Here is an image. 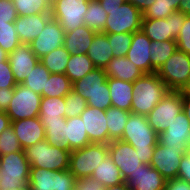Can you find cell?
Here are the masks:
<instances>
[{
	"mask_svg": "<svg viewBox=\"0 0 190 190\" xmlns=\"http://www.w3.org/2000/svg\"><path fill=\"white\" fill-rule=\"evenodd\" d=\"M73 83L65 74H50L42 97H65L72 91Z\"/></svg>",
	"mask_w": 190,
	"mask_h": 190,
	"instance_id": "37",
	"label": "cell"
},
{
	"mask_svg": "<svg viewBox=\"0 0 190 190\" xmlns=\"http://www.w3.org/2000/svg\"><path fill=\"white\" fill-rule=\"evenodd\" d=\"M87 106L95 107L101 110H107L111 107L110 91L107 92H97L92 97L87 99Z\"/></svg>",
	"mask_w": 190,
	"mask_h": 190,
	"instance_id": "49",
	"label": "cell"
},
{
	"mask_svg": "<svg viewBox=\"0 0 190 190\" xmlns=\"http://www.w3.org/2000/svg\"><path fill=\"white\" fill-rule=\"evenodd\" d=\"M170 91H181L190 76V55L177 50L157 71Z\"/></svg>",
	"mask_w": 190,
	"mask_h": 190,
	"instance_id": "8",
	"label": "cell"
},
{
	"mask_svg": "<svg viewBox=\"0 0 190 190\" xmlns=\"http://www.w3.org/2000/svg\"><path fill=\"white\" fill-rule=\"evenodd\" d=\"M75 176L69 170L56 171L54 190H74Z\"/></svg>",
	"mask_w": 190,
	"mask_h": 190,
	"instance_id": "47",
	"label": "cell"
},
{
	"mask_svg": "<svg viewBox=\"0 0 190 190\" xmlns=\"http://www.w3.org/2000/svg\"><path fill=\"white\" fill-rule=\"evenodd\" d=\"M169 91L157 72L143 74L133 82L131 113L147 116Z\"/></svg>",
	"mask_w": 190,
	"mask_h": 190,
	"instance_id": "2",
	"label": "cell"
},
{
	"mask_svg": "<svg viewBox=\"0 0 190 190\" xmlns=\"http://www.w3.org/2000/svg\"><path fill=\"white\" fill-rule=\"evenodd\" d=\"M74 190H106L100 182L92 176L76 178L74 181Z\"/></svg>",
	"mask_w": 190,
	"mask_h": 190,
	"instance_id": "50",
	"label": "cell"
},
{
	"mask_svg": "<svg viewBox=\"0 0 190 190\" xmlns=\"http://www.w3.org/2000/svg\"><path fill=\"white\" fill-rule=\"evenodd\" d=\"M11 127L23 150L34 145L36 142L45 140V128L39 117L12 121Z\"/></svg>",
	"mask_w": 190,
	"mask_h": 190,
	"instance_id": "20",
	"label": "cell"
},
{
	"mask_svg": "<svg viewBox=\"0 0 190 190\" xmlns=\"http://www.w3.org/2000/svg\"><path fill=\"white\" fill-rule=\"evenodd\" d=\"M105 34L134 33L141 30L143 14L129 1L114 10H107Z\"/></svg>",
	"mask_w": 190,
	"mask_h": 190,
	"instance_id": "7",
	"label": "cell"
},
{
	"mask_svg": "<svg viewBox=\"0 0 190 190\" xmlns=\"http://www.w3.org/2000/svg\"><path fill=\"white\" fill-rule=\"evenodd\" d=\"M127 0H98L103 9L107 12V10H114L116 8H120L124 2Z\"/></svg>",
	"mask_w": 190,
	"mask_h": 190,
	"instance_id": "54",
	"label": "cell"
},
{
	"mask_svg": "<svg viewBox=\"0 0 190 190\" xmlns=\"http://www.w3.org/2000/svg\"><path fill=\"white\" fill-rule=\"evenodd\" d=\"M41 98V95L30 88L17 84L6 111L10 121L39 117Z\"/></svg>",
	"mask_w": 190,
	"mask_h": 190,
	"instance_id": "10",
	"label": "cell"
},
{
	"mask_svg": "<svg viewBox=\"0 0 190 190\" xmlns=\"http://www.w3.org/2000/svg\"><path fill=\"white\" fill-rule=\"evenodd\" d=\"M178 50L176 40L151 43V66L158 71L164 63Z\"/></svg>",
	"mask_w": 190,
	"mask_h": 190,
	"instance_id": "33",
	"label": "cell"
},
{
	"mask_svg": "<svg viewBox=\"0 0 190 190\" xmlns=\"http://www.w3.org/2000/svg\"><path fill=\"white\" fill-rule=\"evenodd\" d=\"M8 60L17 84H21L40 61L31 50L30 45L24 43H21L9 54Z\"/></svg>",
	"mask_w": 190,
	"mask_h": 190,
	"instance_id": "17",
	"label": "cell"
},
{
	"mask_svg": "<svg viewBox=\"0 0 190 190\" xmlns=\"http://www.w3.org/2000/svg\"><path fill=\"white\" fill-rule=\"evenodd\" d=\"M96 33L86 25L65 32L63 46L70 55L87 54Z\"/></svg>",
	"mask_w": 190,
	"mask_h": 190,
	"instance_id": "23",
	"label": "cell"
},
{
	"mask_svg": "<svg viewBox=\"0 0 190 190\" xmlns=\"http://www.w3.org/2000/svg\"><path fill=\"white\" fill-rule=\"evenodd\" d=\"M90 144L83 120L80 116L66 118V148L70 151Z\"/></svg>",
	"mask_w": 190,
	"mask_h": 190,
	"instance_id": "27",
	"label": "cell"
},
{
	"mask_svg": "<svg viewBox=\"0 0 190 190\" xmlns=\"http://www.w3.org/2000/svg\"><path fill=\"white\" fill-rule=\"evenodd\" d=\"M113 58L126 56L130 49L133 33L107 34Z\"/></svg>",
	"mask_w": 190,
	"mask_h": 190,
	"instance_id": "41",
	"label": "cell"
},
{
	"mask_svg": "<svg viewBox=\"0 0 190 190\" xmlns=\"http://www.w3.org/2000/svg\"><path fill=\"white\" fill-rule=\"evenodd\" d=\"M181 1H182V0H171V2H172V8H173L175 11L178 10L179 4H180Z\"/></svg>",
	"mask_w": 190,
	"mask_h": 190,
	"instance_id": "62",
	"label": "cell"
},
{
	"mask_svg": "<svg viewBox=\"0 0 190 190\" xmlns=\"http://www.w3.org/2000/svg\"><path fill=\"white\" fill-rule=\"evenodd\" d=\"M30 168L23 149L0 156V190L28 186Z\"/></svg>",
	"mask_w": 190,
	"mask_h": 190,
	"instance_id": "4",
	"label": "cell"
},
{
	"mask_svg": "<svg viewBox=\"0 0 190 190\" xmlns=\"http://www.w3.org/2000/svg\"><path fill=\"white\" fill-rule=\"evenodd\" d=\"M56 184V171L44 168H30L29 190H54Z\"/></svg>",
	"mask_w": 190,
	"mask_h": 190,
	"instance_id": "32",
	"label": "cell"
},
{
	"mask_svg": "<svg viewBox=\"0 0 190 190\" xmlns=\"http://www.w3.org/2000/svg\"><path fill=\"white\" fill-rule=\"evenodd\" d=\"M92 177L104 187H110L125 182L121 171L114 164L109 155L95 168Z\"/></svg>",
	"mask_w": 190,
	"mask_h": 190,
	"instance_id": "28",
	"label": "cell"
},
{
	"mask_svg": "<svg viewBox=\"0 0 190 190\" xmlns=\"http://www.w3.org/2000/svg\"><path fill=\"white\" fill-rule=\"evenodd\" d=\"M51 18V14L18 16L14 24L20 42L24 44H30L37 36L42 33V30H44V27Z\"/></svg>",
	"mask_w": 190,
	"mask_h": 190,
	"instance_id": "21",
	"label": "cell"
},
{
	"mask_svg": "<svg viewBox=\"0 0 190 190\" xmlns=\"http://www.w3.org/2000/svg\"><path fill=\"white\" fill-rule=\"evenodd\" d=\"M134 5L142 14L156 1V0H127Z\"/></svg>",
	"mask_w": 190,
	"mask_h": 190,
	"instance_id": "55",
	"label": "cell"
},
{
	"mask_svg": "<svg viewBox=\"0 0 190 190\" xmlns=\"http://www.w3.org/2000/svg\"><path fill=\"white\" fill-rule=\"evenodd\" d=\"M158 142L167 147L190 150V120L183 111L174 118L164 132L158 135Z\"/></svg>",
	"mask_w": 190,
	"mask_h": 190,
	"instance_id": "14",
	"label": "cell"
},
{
	"mask_svg": "<svg viewBox=\"0 0 190 190\" xmlns=\"http://www.w3.org/2000/svg\"><path fill=\"white\" fill-rule=\"evenodd\" d=\"M50 74L51 73L39 61L21 84L42 96V91H46V84Z\"/></svg>",
	"mask_w": 190,
	"mask_h": 190,
	"instance_id": "39",
	"label": "cell"
},
{
	"mask_svg": "<svg viewBox=\"0 0 190 190\" xmlns=\"http://www.w3.org/2000/svg\"><path fill=\"white\" fill-rule=\"evenodd\" d=\"M69 58L70 54L64 46H60L40 58V62L51 74H65Z\"/></svg>",
	"mask_w": 190,
	"mask_h": 190,
	"instance_id": "34",
	"label": "cell"
},
{
	"mask_svg": "<svg viewBox=\"0 0 190 190\" xmlns=\"http://www.w3.org/2000/svg\"><path fill=\"white\" fill-rule=\"evenodd\" d=\"M17 17L13 0H0V23H14Z\"/></svg>",
	"mask_w": 190,
	"mask_h": 190,
	"instance_id": "46",
	"label": "cell"
},
{
	"mask_svg": "<svg viewBox=\"0 0 190 190\" xmlns=\"http://www.w3.org/2000/svg\"><path fill=\"white\" fill-rule=\"evenodd\" d=\"M107 83L110 91L111 105L121 110L131 112L133 83L113 77H108Z\"/></svg>",
	"mask_w": 190,
	"mask_h": 190,
	"instance_id": "24",
	"label": "cell"
},
{
	"mask_svg": "<svg viewBox=\"0 0 190 190\" xmlns=\"http://www.w3.org/2000/svg\"><path fill=\"white\" fill-rule=\"evenodd\" d=\"M90 0H54L51 2V16L65 32H71L85 25L84 17Z\"/></svg>",
	"mask_w": 190,
	"mask_h": 190,
	"instance_id": "6",
	"label": "cell"
},
{
	"mask_svg": "<svg viewBox=\"0 0 190 190\" xmlns=\"http://www.w3.org/2000/svg\"><path fill=\"white\" fill-rule=\"evenodd\" d=\"M182 94L190 95V76L188 82L186 83L185 87L181 90Z\"/></svg>",
	"mask_w": 190,
	"mask_h": 190,
	"instance_id": "61",
	"label": "cell"
},
{
	"mask_svg": "<svg viewBox=\"0 0 190 190\" xmlns=\"http://www.w3.org/2000/svg\"><path fill=\"white\" fill-rule=\"evenodd\" d=\"M21 44L14 23H0V47L12 53Z\"/></svg>",
	"mask_w": 190,
	"mask_h": 190,
	"instance_id": "40",
	"label": "cell"
},
{
	"mask_svg": "<svg viewBox=\"0 0 190 190\" xmlns=\"http://www.w3.org/2000/svg\"><path fill=\"white\" fill-rule=\"evenodd\" d=\"M108 77H113L126 82H135L144 73L130 62L126 56L112 58L103 69Z\"/></svg>",
	"mask_w": 190,
	"mask_h": 190,
	"instance_id": "25",
	"label": "cell"
},
{
	"mask_svg": "<svg viewBox=\"0 0 190 190\" xmlns=\"http://www.w3.org/2000/svg\"><path fill=\"white\" fill-rule=\"evenodd\" d=\"M21 150L22 148L13 128L8 127L0 134V156Z\"/></svg>",
	"mask_w": 190,
	"mask_h": 190,
	"instance_id": "44",
	"label": "cell"
},
{
	"mask_svg": "<svg viewBox=\"0 0 190 190\" xmlns=\"http://www.w3.org/2000/svg\"><path fill=\"white\" fill-rule=\"evenodd\" d=\"M106 190H132L127 186L126 182L114 185V186H110V187H106Z\"/></svg>",
	"mask_w": 190,
	"mask_h": 190,
	"instance_id": "59",
	"label": "cell"
},
{
	"mask_svg": "<svg viewBox=\"0 0 190 190\" xmlns=\"http://www.w3.org/2000/svg\"><path fill=\"white\" fill-rule=\"evenodd\" d=\"M108 156V144L90 143L70 152L69 171L75 178L92 176L96 167Z\"/></svg>",
	"mask_w": 190,
	"mask_h": 190,
	"instance_id": "5",
	"label": "cell"
},
{
	"mask_svg": "<svg viewBox=\"0 0 190 190\" xmlns=\"http://www.w3.org/2000/svg\"><path fill=\"white\" fill-rule=\"evenodd\" d=\"M177 178L190 183V150L182 156Z\"/></svg>",
	"mask_w": 190,
	"mask_h": 190,
	"instance_id": "51",
	"label": "cell"
},
{
	"mask_svg": "<svg viewBox=\"0 0 190 190\" xmlns=\"http://www.w3.org/2000/svg\"><path fill=\"white\" fill-rule=\"evenodd\" d=\"M188 150H179L176 147H167L159 142L155 146L150 165L158 170L166 179L177 178L182 156Z\"/></svg>",
	"mask_w": 190,
	"mask_h": 190,
	"instance_id": "12",
	"label": "cell"
},
{
	"mask_svg": "<svg viewBox=\"0 0 190 190\" xmlns=\"http://www.w3.org/2000/svg\"><path fill=\"white\" fill-rule=\"evenodd\" d=\"M182 111V92L169 91L146 116L148 124L159 135Z\"/></svg>",
	"mask_w": 190,
	"mask_h": 190,
	"instance_id": "9",
	"label": "cell"
},
{
	"mask_svg": "<svg viewBox=\"0 0 190 190\" xmlns=\"http://www.w3.org/2000/svg\"><path fill=\"white\" fill-rule=\"evenodd\" d=\"M174 11L171 0H156L143 13L142 19H163L170 16Z\"/></svg>",
	"mask_w": 190,
	"mask_h": 190,
	"instance_id": "43",
	"label": "cell"
},
{
	"mask_svg": "<svg viewBox=\"0 0 190 190\" xmlns=\"http://www.w3.org/2000/svg\"><path fill=\"white\" fill-rule=\"evenodd\" d=\"M80 117L83 120L90 143L109 144V131L105 110L87 106Z\"/></svg>",
	"mask_w": 190,
	"mask_h": 190,
	"instance_id": "16",
	"label": "cell"
},
{
	"mask_svg": "<svg viewBox=\"0 0 190 190\" xmlns=\"http://www.w3.org/2000/svg\"><path fill=\"white\" fill-rule=\"evenodd\" d=\"M125 182L132 190H164L166 179L150 164H141Z\"/></svg>",
	"mask_w": 190,
	"mask_h": 190,
	"instance_id": "19",
	"label": "cell"
},
{
	"mask_svg": "<svg viewBox=\"0 0 190 190\" xmlns=\"http://www.w3.org/2000/svg\"><path fill=\"white\" fill-rule=\"evenodd\" d=\"M14 89L0 88V111L6 112L12 100Z\"/></svg>",
	"mask_w": 190,
	"mask_h": 190,
	"instance_id": "53",
	"label": "cell"
},
{
	"mask_svg": "<svg viewBox=\"0 0 190 190\" xmlns=\"http://www.w3.org/2000/svg\"><path fill=\"white\" fill-rule=\"evenodd\" d=\"M178 50L190 55V16L185 15V20L179 35L176 38Z\"/></svg>",
	"mask_w": 190,
	"mask_h": 190,
	"instance_id": "45",
	"label": "cell"
},
{
	"mask_svg": "<svg viewBox=\"0 0 190 190\" xmlns=\"http://www.w3.org/2000/svg\"><path fill=\"white\" fill-rule=\"evenodd\" d=\"M41 123L45 128V140L50 145L66 148V118Z\"/></svg>",
	"mask_w": 190,
	"mask_h": 190,
	"instance_id": "35",
	"label": "cell"
},
{
	"mask_svg": "<svg viewBox=\"0 0 190 190\" xmlns=\"http://www.w3.org/2000/svg\"><path fill=\"white\" fill-rule=\"evenodd\" d=\"M65 31L60 23L51 18L42 33L37 36L29 45L33 53L40 59L51 51L63 46Z\"/></svg>",
	"mask_w": 190,
	"mask_h": 190,
	"instance_id": "15",
	"label": "cell"
},
{
	"mask_svg": "<svg viewBox=\"0 0 190 190\" xmlns=\"http://www.w3.org/2000/svg\"><path fill=\"white\" fill-rule=\"evenodd\" d=\"M108 155L121 171L124 180L143 164L134 147L122 140H113L108 144Z\"/></svg>",
	"mask_w": 190,
	"mask_h": 190,
	"instance_id": "13",
	"label": "cell"
},
{
	"mask_svg": "<svg viewBox=\"0 0 190 190\" xmlns=\"http://www.w3.org/2000/svg\"><path fill=\"white\" fill-rule=\"evenodd\" d=\"M185 14L174 11L163 19H142L141 31L152 41L176 40L183 26Z\"/></svg>",
	"mask_w": 190,
	"mask_h": 190,
	"instance_id": "11",
	"label": "cell"
},
{
	"mask_svg": "<svg viewBox=\"0 0 190 190\" xmlns=\"http://www.w3.org/2000/svg\"><path fill=\"white\" fill-rule=\"evenodd\" d=\"M31 167L46 170H69L70 150L65 147L50 145L46 140L36 142L24 149Z\"/></svg>",
	"mask_w": 190,
	"mask_h": 190,
	"instance_id": "3",
	"label": "cell"
},
{
	"mask_svg": "<svg viewBox=\"0 0 190 190\" xmlns=\"http://www.w3.org/2000/svg\"><path fill=\"white\" fill-rule=\"evenodd\" d=\"M107 74L102 68H95L82 79L73 83L72 90L81 95L86 101L97 92H107Z\"/></svg>",
	"mask_w": 190,
	"mask_h": 190,
	"instance_id": "22",
	"label": "cell"
},
{
	"mask_svg": "<svg viewBox=\"0 0 190 190\" xmlns=\"http://www.w3.org/2000/svg\"><path fill=\"white\" fill-rule=\"evenodd\" d=\"M11 126V121L6 112L0 111V134Z\"/></svg>",
	"mask_w": 190,
	"mask_h": 190,
	"instance_id": "56",
	"label": "cell"
},
{
	"mask_svg": "<svg viewBox=\"0 0 190 190\" xmlns=\"http://www.w3.org/2000/svg\"><path fill=\"white\" fill-rule=\"evenodd\" d=\"M134 147L143 164H150L158 143V134L148 124L145 115L131 113L120 139Z\"/></svg>",
	"mask_w": 190,
	"mask_h": 190,
	"instance_id": "1",
	"label": "cell"
},
{
	"mask_svg": "<svg viewBox=\"0 0 190 190\" xmlns=\"http://www.w3.org/2000/svg\"><path fill=\"white\" fill-rule=\"evenodd\" d=\"M16 85L17 83L10 68L9 60H6L0 65V88L14 89Z\"/></svg>",
	"mask_w": 190,
	"mask_h": 190,
	"instance_id": "48",
	"label": "cell"
},
{
	"mask_svg": "<svg viewBox=\"0 0 190 190\" xmlns=\"http://www.w3.org/2000/svg\"><path fill=\"white\" fill-rule=\"evenodd\" d=\"M178 11L190 16V0H182L179 4Z\"/></svg>",
	"mask_w": 190,
	"mask_h": 190,
	"instance_id": "58",
	"label": "cell"
},
{
	"mask_svg": "<svg viewBox=\"0 0 190 190\" xmlns=\"http://www.w3.org/2000/svg\"><path fill=\"white\" fill-rule=\"evenodd\" d=\"M9 54H7L1 47H0V65H2V62H5L8 60Z\"/></svg>",
	"mask_w": 190,
	"mask_h": 190,
	"instance_id": "60",
	"label": "cell"
},
{
	"mask_svg": "<svg viewBox=\"0 0 190 190\" xmlns=\"http://www.w3.org/2000/svg\"><path fill=\"white\" fill-rule=\"evenodd\" d=\"M130 114L131 112L129 111H124L113 106L106 110L109 143L113 140H120L122 138Z\"/></svg>",
	"mask_w": 190,
	"mask_h": 190,
	"instance_id": "29",
	"label": "cell"
},
{
	"mask_svg": "<svg viewBox=\"0 0 190 190\" xmlns=\"http://www.w3.org/2000/svg\"><path fill=\"white\" fill-rule=\"evenodd\" d=\"M108 42L107 34L96 33L93 41L88 49L87 55L92 61L95 68L104 69L105 66L112 60V49Z\"/></svg>",
	"mask_w": 190,
	"mask_h": 190,
	"instance_id": "26",
	"label": "cell"
},
{
	"mask_svg": "<svg viewBox=\"0 0 190 190\" xmlns=\"http://www.w3.org/2000/svg\"><path fill=\"white\" fill-rule=\"evenodd\" d=\"M65 118L80 116L87 107V101L73 90L64 97Z\"/></svg>",
	"mask_w": 190,
	"mask_h": 190,
	"instance_id": "42",
	"label": "cell"
},
{
	"mask_svg": "<svg viewBox=\"0 0 190 190\" xmlns=\"http://www.w3.org/2000/svg\"><path fill=\"white\" fill-rule=\"evenodd\" d=\"M13 4L18 16L51 14V2L49 0H13Z\"/></svg>",
	"mask_w": 190,
	"mask_h": 190,
	"instance_id": "38",
	"label": "cell"
},
{
	"mask_svg": "<svg viewBox=\"0 0 190 190\" xmlns=\"http://www.w3.org/2000/svg\"><path fill=\"white\" fill-rule=\"evenodd\" d=\"M182 111L190 120V95L182 94Z\"/></svg>",
	"mask_w": 190,
	"mask_h": 190,
	"instance_id": "57",
	"label": "cell"
},
{
	"mask_svg": "<svg viewBox=\"0 0 190 190\" xmlns=\"http://www.w3.org/2000/svg\"><path fill=\"white\" fill-rule=\"evenodd\" d=\"M95 69L87 54L70 55L65 75L74 83Z\"/></svg>",
	"mask_w": 190,
	"mask_h": 190,
	"instance_id": "30",
	"label": "cell"
},
{
	"mask_svg": "<svg viewBox=\"0 0 190 190\" xmlns=\"http://www.w3.org/2000/svg\"><path fill=\"white\" fill-rule=\"evenodd\" d=\"M11 190H29V187L28 186H25L23 188H13Z\"/></svg>",
	"mask_w": 190,
	"mask_h": 190,
	"instance_id": "63",
	"label": "cell"
},
{
	"mask_svg": "<svg viewBox=\"0 0 190 190\" xmlns=\"http://www.w3.org/2000/svg\"><path fill=\"white\" fill-rule=\"evenodd\" d=\"M64 97H42L40 103V121H54L65 118Z\"/></svg>",
	"mask_w": 190,
	"mask_h": 190,
	"instance_id": "31",
	"label": "cell"
},
{
	"mask_svg": "<svg viewBox=\"0 0 190 190\" xmlns=\"http://www.w3.org/2000/svg\"><path fill=\"white\" fill-rule=\"evenodd\" d=\"M108 14L98 0H90L88 10L84 17V23L91 30L100 33L105 29Z\"/></svg>",
	"mask_w": 190,
	"mask_h": 190,
	"instance_id": "36",
	"label": "cell"
},
{
	"mask_svg": "<svg viewBox=\"0 0 190 190\" xmlns=\"http://www.w3.org/2000/svg\"><path fill=\"white\" fill-rule=\"evenodd\" d=\"M151 43L152 41L140 30L133 33V38L127 59L133 62L144 74L157 72L151 66Z\"/></svg>",
	"mask_w": 190,
	"mask_h": 190,
	"instance_id": "18",
	"label": "cell"
},
{
	"mask_svg": "<svg viewBox=\"0 0 190 190\" xmlns=\"http://www.w3.org/2000/svg\"><path fill=\"white\" fill-rule=\"evenodd\" d=\"M164 190H190V183L179 178L166 180Z\"/></svg>",
	"mask_w": 190,
	"mask_h": 190,
	"instance_id": "52",
	"label": "cell"
}]
</instances>
